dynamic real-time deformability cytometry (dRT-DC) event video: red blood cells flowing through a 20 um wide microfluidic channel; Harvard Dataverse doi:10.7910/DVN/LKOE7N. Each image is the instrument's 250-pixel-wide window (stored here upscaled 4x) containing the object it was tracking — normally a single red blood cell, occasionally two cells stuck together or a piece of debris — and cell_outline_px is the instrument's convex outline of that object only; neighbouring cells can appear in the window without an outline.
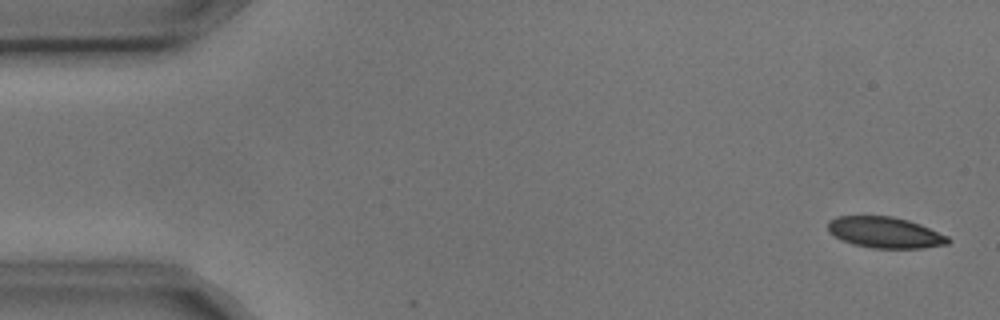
{"species": "common noctule bat (a hibernating species)", "species_latin": "Nyctalus noctula", "temperature_condition": "cold", "stored_images_in_passage": 5, "camera_frame_rate_fps": 3000, "um_per_image_px": 0.085, "animal": {"sex": "male", "body_mass_g": 17.9, "forearm_length_mm": 54.2}, "frame": {"image": 1, "passage_image": 1, "time_ms": 0.0, "image_size_px": [1000, 320], "cell_outline_px": [[952, 240], [948, 244], [924, 248], [872, 248], [852, 244], [840, 240], [828, 232], [828, 220], [836, 216], [892, 216], [908, 220], [920, 224], [948, 236]], "centroid_in_image_um": [75.21, 19.76], "position_along_channel_um": 9.8, "area_um2": 21.96}}